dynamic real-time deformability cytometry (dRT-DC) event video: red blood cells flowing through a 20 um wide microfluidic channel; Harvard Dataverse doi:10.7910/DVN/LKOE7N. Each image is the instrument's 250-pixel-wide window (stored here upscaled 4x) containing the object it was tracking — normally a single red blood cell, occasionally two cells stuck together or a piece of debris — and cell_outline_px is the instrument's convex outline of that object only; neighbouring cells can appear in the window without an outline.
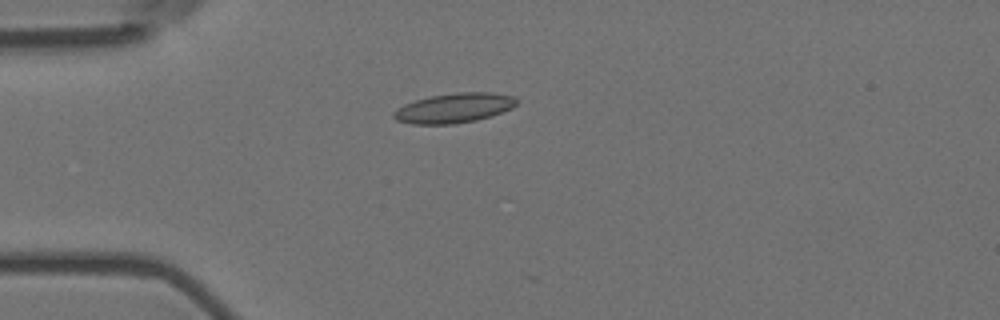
{"species": "Egyptian fruit bat (a non-hibernating species)", "species_latin": "Rousettus aegyptiacus", "temperature_condition": "room temperature", "stored_images_in_passage": 3, "camera_frame_rate_fps": 3000, "um_per_image_px": 0.085, "animal": {"sex": "female"}, "frame": {"image": 1, "passage_image": 1, "time_ms": 0.0, "image_size_px": [1000, 320], "cell_outline_px": [[520, 100], [512, 108], [492, 116], [476, 120], [452, 124], [412, 124], [396, 120], [392, 116], [392, 112], [396, 108], [404, 104], [416, 100], [432, 96], [456, 92], [492, 92], [516, 96]], "centroid_in_image_um": [38.62, 9.17], "position_along_channel_um": 46.4, "area_um2": 21.5}}
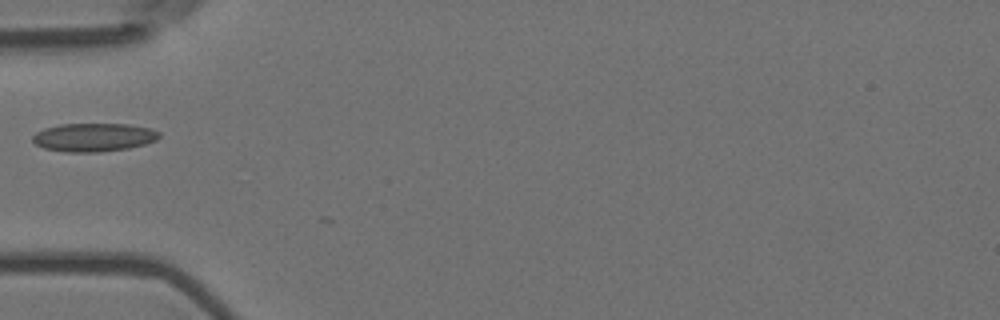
{"frame": {"image": 2, "passage_image": 2, "time_ms": 0.333, "image_size_px": [1000, 320], "cell_outline_px": [[160, 136], [156, 140], [144, 144], [128, 148], [96, 152], [64, 152], [44, 148], [36, 144], [32, 140], [32, 136], [36, 132], [44, 128], [60, 124], [128, 124], [152, 128], [160, 132]], "centroid_in_image_um": [7.96, 11.66], "position_along_channel_um": 77.0, "area_um2": 20.98}}
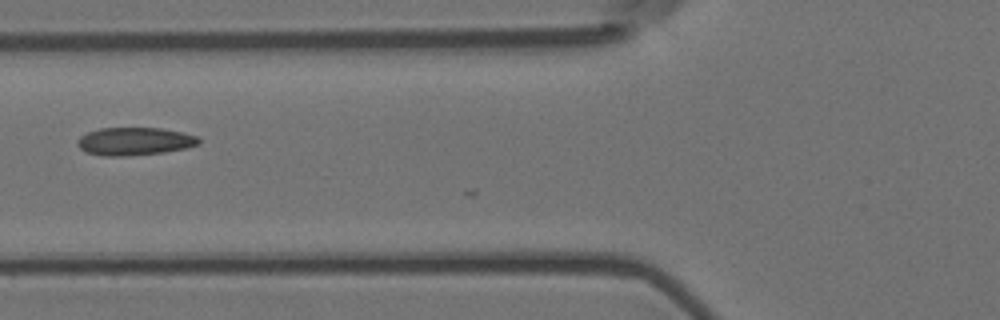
{"frame": {"image": 3, "passage_image": 3, "time_ms": 0.667, "image_size_px": [1000, 320], "cell_outline_px": [[200, 144], [188, 148], [164, 152], [128, 156], [104, 156], [88, 152], [80, 148], [76, 144], [76, 140], [80, 136], [88, 132], [100, 128], [160, 128], [184, 132], [196, 136], [200, 140]], "centroid_in_image_um": [11.45, 12.01], "position_along_channel_um": 114.3, "area_um2": 19.83}}